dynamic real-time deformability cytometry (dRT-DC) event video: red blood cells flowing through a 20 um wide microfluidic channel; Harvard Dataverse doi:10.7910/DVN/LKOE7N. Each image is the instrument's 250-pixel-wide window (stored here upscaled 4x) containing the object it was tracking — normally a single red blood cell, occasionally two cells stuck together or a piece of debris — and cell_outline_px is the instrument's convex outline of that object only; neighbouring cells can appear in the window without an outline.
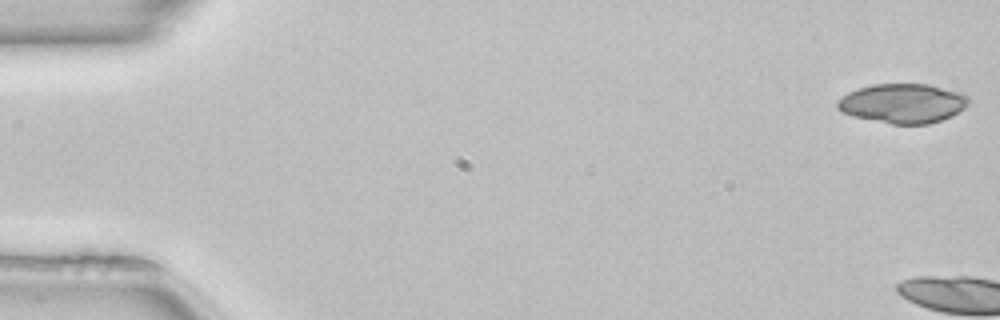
{"species": "common noctule bat (a hibernating species)", "species_latin": "Nyctalus noctula", "temperature_condition": "room temperature", "stored_images_in_passage": 5, "camera_frame_rate_fps": 3000, "um_per_image_px": 0.085, "animal": {"sex": "female", "body_mass_g": 22.7, "forearm_length_mm": 54.2}, "frame": {"image": 1, "passage_image": 1, "time_ms": 0.0, "image_size_px": [1000, 320], "cell_outline_px": [[968, 104], [964, 108], [952, 116], [928, 124], [892, 124], [852, 116], [840, 112], [836, 108], [836, 100], [848, 92], [872, 84], [928, 84], [960, 92], [968, 96]], "centroid_in_image_um": [76.7, 8.79], "position_along_channel_um": 8.3, "area_um2": 30.23}}